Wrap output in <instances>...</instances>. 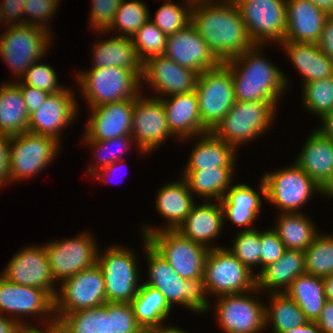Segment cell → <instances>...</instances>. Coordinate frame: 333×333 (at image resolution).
Here are the masks:
<instances>
[{
  "label": "cell",
  "instance_id": "1",
  "mask_svg": "<svg viewBox=\"0 0 333 333\" xmlns=\"http://www.w3.org/2000/svg\"><path fill=\"white\" fill-rule=\"evenodd\" d=\"M191 23L221 62L241 55L254 45L235 2L216 0L193 5Z\"/></svg>",
  "mask_w": 333,
  "mask_h": 333
},
{
  "label": "cell",
  "instance_id": "2",
  "mask_svg": "<svg viewBox=\"0 0 333 333\" xmlns=\"http://www.w3.org/2000/svg\"><path fill=\"white\" fill-rule=\"evenodd\" d=\"M254 44L241 55L225 63L230 67L237 101H278L287 86V77L258 52Z\"/></svg>",
  "mask_w": 333,
  "mask_h": 333
},
{
  "label": "cell",
  "instance_id": "3",
  "mask_svg": "<svg viewBox=\"0 0 333 333\" xmlns=\"http://www.w3.org/2000/svg\"><path fill=\"white\" fill-rule=\"evenodd\" d=\"M143 240L149 264V281L145 284L159 290L171 308L174 303L196 313L208 311L210 303L206 297L204 278L180 277L168 261L148 243L147 237H143Z\"/></svg>",
  "mask_w": 333,
  "mask_h": 333
},
{
  "label": "cell",
  "instance_id": "4",
  "mask_svg": "<svg viewBox=\"0 0 333 333\" xmlns=\"http://www.w3.org/2000/svg\"><path fill=\"white\" fill-rule=\"evenodd\" d=\"M277 101H237L226 116L211 131L235 149L238 145L255 139L273 124ZM273 120V121H272Z\"/></svg>",
  "mask_w": 333,
  "mask_h": 333
},
{
  "label": "cell",
  "instance_id": "5",
  "mask_svg": "<svg viewBox=\"0 0 333 333\" xmlns=\"http://www.w3.org/2000/svg\"><path fill=\"white\" fill-rule=\"evenodd\" d=\"M76 78L89 108L135 99L142 83L132 70L115 66L92 68L79 72Z\"/></svg>",
  "mask_w": 333,
  "mask_h": 333
},
{
  "label": "cell",
  "instance_id": "6",
  "mask_svg": "<svg viewBox=\"0 0 333 333\" xmlns=\"http://www.w3.org/2000/svg\"><path fill=\"white\" fill-rule=\"evenodd\" d=\"M143 236L165 258L173 270L184 279L203 278L204 263L209 248L184 237L178 230L148 228Z\"/></svg>",
  "mask_w": 333,
  "mask_h": 333
},
{
  "label": "cell",
  "instance_id": "7",
  "mask_svg": "<svg viewBox=\"0 0 333 333\" xmlns=\"http://www.w3.org/2000/svg\"><path fill=\"white\" fill-rule=\"evenodd\" d=\"M203 127L209 132L223 119L236 102L230 67L221 62L198 75L195 90Z\"/></svg>",
  "mask_w": 333,
  "mask_h": 333
},
{
  "label": "cell",
  "instance_id": "8",
  "mask_svg": "<svg viewBox=\"0 0 333 333\" xmlns=\"http://www.w3.org/2000/svg\"><path fill=\"white\" fill-rule=\"evenodd\" d=\"M260 194L282 213H300V207L320 192V186L296 163L261 178ZM299 208V209H298Z\"/></svg>",
  "mask_w": 333,
  "mask_h": 333
},
{
  "label": "cell",
  "instance_id": "9",
  "mask_svg": "<svg viewBox=\"0 0 333 333\" xmlns=\"http://www.w3.org/2000/svg\"><path fill=\"white\" fill-rule=\"evenodd\" d=\"M204 282L207 294L217 297L249 293L256 289V274L251 272L227 248L209 249L204 263Z\"/></svg>",
  "mask_w": 333,
  "mask_h": 333
},
{
  "label": "cell",
  "instance_id": "10",
  "mask_svg": "<svg viewBox=\"0 0 333 333\" xmlns=\"http://www.w3.org/2000/svg\"><path fill=\"white\" fill-rule=\"evenodd\" d=\"M0 35V57L6 61L20 81L25 71L44 57L51 43V33L30 25H8Z\"/></svg>",
  "mask_w": 333,
  "mask_h": 333
},
{
  "label": "cell",
  "instance_id": "11",
  "mask_svg": "<svg viewBox=\"0 0 333 333\" xmlns=\"http://www.w3.org/2000/svg\"><path fill=\"white\" fill-rule=\"evenodd\" d=\"M131 251L118 245L109 247L102 255L98 251L97 264L103 272L107 302L131 303L141 287L138 262Z\"/></svg>",
  "mask_w": 333,
  "mask_h": 333
},
{
  "label": "cell",
  "instance_id": "12",
  "mask_svg": "<svg viewBox=\"0 0 333 333\" xmlns=\"http://www.w3.org/2000/svg\"><path fill=\"white\" fill-rule=\"evenodd\" d=\"M59 143L52 137L29 131L10 136V182L28 179L38 172L40 173L53 161Z\"/></svg>",
  "mask_w": 333,
  "mask_h": 333
},
{
  "label": "cell",
  "instance_id": "13",
  "mask_svg": "<svg viewBox=\"0 0 333 333\" xmlns=\"http://www.w3.org/2000/svg\"><path fill=\"white\" fill-rule=\"evenodd\" d=\"M247 33L254 44L281 42L286 33V0H237Z\"/></svg>",
  "mask_w": 333,
  "mask_h": 333
},
{
  "label": "cell",
  "instance_id": "14",
  "mask_svg": "<svg viewBox=\"0 0 333 333\" xmlns=\"http://www.w3.org/2000/svg\"><path fill=\"white\" fill-rule=\"evenodd\" d=\"M61 284V292L54 297L56 315L98 307L107 302L103 272L97 263Z\"/></svg>",
  "mask_w": 333,
  "mask_h": 333
},
{
  "label": "cell",
  "instance_id": "15",
  "mask_svg": "<svg viewBox=\"0 0 333 333\" xmlns=\"http://www.w3.org/2000/svg\"><path fill=\"white\" fill-rule=\"evenodd\" d=\"M87 233L44 245L54 280L62 282L97 263L98 248Z\"/></svg>",
  "mask_w": 333,
  "mask_h": 333
},
{
  "label": "cell",
  "instance_id": "16",
  "mask_svg": "<svg viewBox=\"0 0 333 333\" xmlns=\"http://www.w3.org/2000/svg\"><path fill=\"white\" fill-rule=\"evenodd\" d=\"M157 97L147 98L140 93L134 101L131 136L144 154L162 145L169 136H174L167 124L163 102Z\"/></svg>",
  "mask_w": 333,
  "mask_h": 333
},
{
  "label": "cell",
  "instance_id": "17",
  "mask_svg": "<svg viewBox=\"0 0 333 333\" xmlns=\"http://www.w3.org/2000/svg\"><path fill=\"white\" fill-rule=\"evenodd\" d=\"M246 294L217 297L215 313L225 333H260L266 329V306Z\"/></svg>",
  "mask_w": 333,
  "mask_h": 333
},
{
  "label": "cell",
  "instance_id": "18",
  "mask_svg": "<svg viewBox=\"0 0 333 333\" xmlns=\"http://www.w3.org/2000/svg\"><path fill=\"white\" fill-rule=\"evenodd\" d=\"M1 276L15 284L43 289L53 299L58 293L44 246H30L16 253Z\"/></svg>",
  "mask_w": 333,
  "mask_h": 333
},
{
  "label": "cell",
  "instance_id": "19",
  "mask_svg": "<svg viewBox=\"0 0 333 333\" xmlns=\"http://www.w3.org/2000/svg\"><path fill=\"white\" fill-rule=\"evenodd\" d=\"M164 55L198 75L221 63L192 23L176 33L167 35Z\"/></svg>",
  "mask_w": 333,
  "mask_h": 333
},
{
  "label": "cell",
  "instance_id": "20",
  "mask_svg": "<svg viewBox=\"0 0 333 333\" xmlns=\"http://www.w3.org/2000/svg\"><path fill=\"white\" fill-rule=\"evenodd\" d=\"M198 74L182 67L165 55L153 56L143 62L141 80H147L156 92L176 95L195 90Z\"/></svg>",
  "mask_w": 333,
  "mask_h": 333
},
{
  "label": "cell",
  "instance_id": "21",
  "mask_svg": "<svg viewBox=\"0 0 333 333\" xmlns=\"http://www.w3.org/2000/svg\"><path fill=\"white\" fill-rule=\"evenodd\" d=\"M76 99L71 89L49 94L40 108L29 115L28 131L49 136L60 142V130L73 121L77 112Z\"/></svg>",
  "mask_w": 333,
  "mask_h": 333
},
{
  "label": "cell",
  "instance_id": "22",
  "mask_svg": "<svg viewBox=\"0 0 333 333\" xmlns=\"http://www.w3.org/2000/svg\"><path fill=\"white\" fill-rule=\"evenodd\" d=\"M135 99L108 103L91 108L84 140H110L131 136Z\"/></svg>",
  "mask_w": 333,
  "mask_h": 333
},
{
  "label": "cell",
  "instance_id": "23",
  "mask_svg": "<svg viewBox=\"0 0 333 333\" xmlns=\"http://www.w3.org/2000/svg\"><path fill=\"white\" fill-rule=\"evenodd\" d=\"M4 311L17 317L56 314L54 299L45 290L15 284L0 276V313Z\"/></svg>",
  "mask_w": 333,
  "mask_h": 333
},
{
  "label": "cell",
  "instance_id": "24",
  "mask_svg": "<svg viewBox=\"0 0 333 333\" xmlns=\"http://www.w3.org/2000/svg\"><path fill=\"white\" fill-rule=\"evenodd\" d=\"M286 14L284 41L317 44L328 17L322 10L310 0H286Z\"/></svg>",
  "mask_w": 333,
  "mask_h": 333
},
{
  "label": "cell",
  "instance_id": "25",
  "mask_svg": "<svg viewBox=\"0 0 333 333\" xmlns=\"http://www.w3.org/2000/svg\"><path fill=\"white\" fill-rule=\"evenodd\" d=\"M166 113L170 132L177 135L179 140L189 139L190 136H200L208 131L203 127L199 115V102L195 91L171 95L161 98ZM184 138V139H183Z\"/></svg>",
  "mask_w": 333,
  "mask_h": 333
},
{
  "label": "cell",
  "instance_id": "26",
  "mask_svg": "<svg viewBox=\"0 0 333 333\" xmlns=\"http://www.w3.org/2000/svg\"><path fill=\"white\" fill-rule=\"evenodd\" d=\"M224 220L221 202L219 204L211 201L200 205L194 204L187 218L177 230L184 237L209 249L218 248V246H210L208 243L219 236Z\"/></svg>",
  "mask_w": 333,
  "mask_h": 333
},
{
  "label": "cell",
  "instance_id": "27",
  "mask_svg": "<svg viewBox=\"0 0 333 333\" xmlns=\"http://www.w3.org/2000/svg\"><path fill=\"white\" fill-rule=\"evenodd\" d=\"M295 163L321 187L333 174V141L314 130Z\"/></svg>",
  "mask_w": 333,
  "mask_h": 333
},
{
  "label": "cell",
  "instance_id": "28",
  "mask_svg": "<svg viewBox=\"0 0 333 333\" xmlns=\"http://www.w3.org/2000/svg\"><path fill=\"white\" fill-rule=\"evenodd\" d=\"M280 44L301 73L304 84L333 75V61L317 44L293 41H283Z\"/></svg>",
  "mask_w": 333,
  "mask_h": 333
},
{
  "label": "cell",
  "instance_id": "29",
  "mask_svg": "<svg viewBox=\"0 0 333 333\" xmlns=\"http://www.w3.org/2000/svg\"><path fill=\"white\" fill-rule=\"evenodd\" d=\"M306 273L304 252L287 249L278 261L272 263L256 275V289H267L271 293L285 292L290 284ZM284 288V290H277Z\"/></svg>",
  "mask_w": 333,
  "mask_h": 333
},
{
  "label": "cell",
  "instance_id": "30",
  "mask_svg": "<svg viewBox=\"0 0 333 333\" xmlns=\"http://www.w3.org/2000/svg\"><path fill=\"white\" fill-rule=\"evenodd\" d=\"M221 202L224 218L228 217L234 224L245 226L244 231L254 230L253 221L261 210V197L256 190L246 184L231 186L218 203Z\"/></svg>",
  "mask_w": 333,
  "mask_h": 333
},
{
  "label": "cell",
  "instance_id": "31",
  "mask_svg": "<svg viewBox=\"0 0 333 333\" xmlns=\"http://www.w3.org/2000/svg\"><path fill=\"white\" fill-rule=\"evenodd\" d=\"M94 67H120L132 70L140 79L143 73V62L140 60L133 41L128 37L106 39L93 47Z\"/></svg>",
  "mask_w": 333,
  "mask_h": 333
},
{
  "label": "cell",
  "instance_id": "32",
  "mask_svg": "<svg viewBox=\"0 0 333 333\" xmlns=\"http://www.w3.org/2000/svg\"><path fill=\"white\" fill-rule=\"evenodd\" d=\"M180 181L168 183L158 191L156 209L167 220L168 224L158 231L161 229L177 230L195 204L187 182L184 179Z\"/></svg>",
  "mask_w": 333,
  "mask_h": 333
},
{
  "label": "cell",
  "instance_id": "33",
  "mask_svg": "<svg viewBox=\"0 0 333 333\" xmlns=\"http://www.w3.org/2000/svg\"><path fill=\"white\" fill-rule=\"evenodd\" d=\"M191 152L185 170H203L215 167H236V149L217 138L211 131L201 134Z\"/></svg>",
  "mask_w": 333,
  "mask_h": 333
},
{
  "label": "cell",
  "instance_id": "34",
  "mask_svg": "<svg viewBox=\"0 0 333 333\" xmlns=\"http://www.w3.org/2000/svg\"><path fill=\"white\" fill-rule=\"evenodd\" d=\"M284 293L295 301L310 322L317 320L327 301L323 278L308 273L299 275Z\"/></svg>",
  "mask_w": 333,
  "mask_h": 333
},
{
  "label": "cell",
  "instance_id": "35",
  "mask_svg": "<svg viewBox=\"0 0 333 333\" xmlns=\"http://www.w3.org/2000/svg\"><path fill=\"white\" fill-rule=\"evenodd\" d=\"M29 114L20 88L13 82L0 87V133L12 136L28 131Z\"/></svg>",
  "mask_w": 333,
  "mask_h": 333
},
{
  "label": "cell",
  "instance_id": "36",
  "mask_svg": "<svg viewBox=\"0 0 333 333\" xmlns=\"http://www.w3.org/2000/svg\"><path fill=\"white\" fill-rule=\"evenodd\" d=\"M234 167H213L203 170H184L182 178L194 195L206 199L220 201L225 192L231 187Z\"/></svg>",
  "mask_w": 333,
  "mask_h": 333
},
{
  "label": "cell",
  "instance_id": "37",
  "mask_svg": "<svg viewBox=\"0 0 333 333\" xmlns=\"http://www.w3.org/2000/svg\"><path fill=\"white\" fill-rule=\"evenodd\" d=\"M131 305L136 321L144 331L161 325L171 310L161 292L145 283L141 284Z\"/></svg>",
  "mask_w": 333,
  "mask_h": 333
},
{
  "label": "cell",
  "instance_id": "38",
  "mask_svg": "<svg viewBox=\"0 0 333 333\" xmlns=\"http://www.w3.org/2000/svg\"><path fill=\"white\" fill-rule=\"evenodd\" d=\"M273 228L286 249L305 251L318 234L315 224L302 213H281Z\"/></svg>",
  "mask_w": 333,
  "mask_h": 333
},
{
  "label": "cell",
  "instance_id": "39",
  "mask_svg": "<svg viewBox=\"0 0 333 333\" xmlns=\"http://www.w3.org/2000/svg\"><path fill=\"white\" fill-rule=\"evenodd\" d=\"M271 304L265 307V325L273 324L274 333H283L308 322L293 299L284 292L270 293Z\"/></svg>",
  "mask_w": 333,
  "mask_h": 333
},
{
  "label": "cell",
  "instance_id": "40",
  "mask_svg": "<svg viewBox=\"0 0 333 333\" xmlns=\"http://www.w3.org/2000/svg\"><path fill=\"white\" fill-rule=\"evenodd\" d=\"M305 271L318 277L333 274V235L317 234L304 251Z\"/></svg>",
  "mask_w": 333,
  "mask_h": 333
},
{
  "label": "cell",
  "instance_id": "41",
  "mask_svg": "<svg viewBox=\"0 0 333 333\" xmlns=\"http://www.w3.org/2000/svg\"><path fill=\"white\" fill-rule=\"evenodd\" d=\"M55 319L63 333H103V305L57 315Z\"/></svg>",
  "mask_w": 333,
  "mask_h": 333
},
{
  "label": "cell",
  "instance_id": "42",
  "mask_svg": "<svg viewBox=\"0 0 333 333\" xmlns=\"http://www.w3.org/2000/svg\"><path fill=\"white\" fill-rule=\"evenodd\" d=\"M137 323L131 303L103 304V333H144Z\"/></svg>",
  "mask_w": 333,
  "mask_h": 333
},
{
  "label": "cell",
  "instance_id": "43",
  "mask_svg": "<svg viewBox=\"0 0 333 333\" xmlns=\"http://www.w3.org/2000/svg\"><path fill=\"white\" fill-rule=\"evenodd\" d=\"M150 19L149 10L143 1L122 0L116 11L114 22L111 27L106 31L110 32L111 29L122 30L120 37L132 38L138 29Z\"/></svg>",
  "mask_w": 333,
  "mask_h": 333
},
{
  "label": "cell",
  "instance_id": "44",
  "mask_svg": "<svg viewBox=\"0 0 333 333\" xmlns=\"http://www.w3.org/2000/svg\"><path fill=\"white\" fill-rule=\"evenodd\" d=\"M303 103L321 119L333 112V75L303 84Z\"/></svg>",
  "mask_w": 333,
  "mask_h": 333
},
{
  "label": "cell",
  "instance_id": "45",
  "mask_svg": "<svg viewBox=\"0 0 333 333\" xmlns=\"http://www.w3.org/2000/svg\"><path fill=\"white\" fill-rule=\"evenodd\" d=\"M131 40L142 62L153 56L164 55L167 35L150 19L132 36Z\"/></svg>",
  "mask_w": 333,
  "mask_h": 333
},
{
  "label": "cell",
  "instance_id": "46",
  "mask_svg": "<svg viewBox=\"0 0 333 333\" xmlns=\"http://www.w3.org/2000/svg\"><path fill=\"white\" fill-rule=\"evenodd\" d=\"M155 14L152 22L166 35H170L184 29L191 23L192 5L187 3L185 7L177 5L171 0H165ZM168 1V2H167Z\"/></svg>",
  "mask_w": 333,
  "mask_h": 333
},
{
  "label": "cell",
  "instance_id": "47",
  "mask_svg": "<svg viewBox=\"0 0 333 333\" xmlns=\"http://www.w3.org/2000/svg\"><path fill=\"white\" fill-rule=\"evenodd\" d=\"M232 246L228 250L251 272L254 265H261V232L259 230L240 231Z\"/></svg>",
  "mask_w": 333,
  "mask_h": 333
},
{
  "label": "cell",
  "instance_id": "48",
  "mask_svg": "<svg viewBox=\"0 0 333 333\" xmlns=\"http://www.w3.org/2000/svg\"><path fill=\"white\" fill-rule=\"evenodd\" d=\"M130 138V139H129ZM132 136H121V137H116L110 140H85V144H88L92 148L96 149L93 153L95 157L98 159V164L97 167H88L87 172L90 174H95V170L98 171L106 166H109L110 164L114 162H118L121 160V154H124L123 152L128 150V142H131ZM117 147V153L115 152L116 150H111L113 148ZM125 147V148H124ZM125 149V150H124ZM104 151V152H103ZM108 151V152H107ZM108 154H107V153ZM110 152V153H109ZM120 153V154H118ZM110 154V155H109ZM102 155V156H101ZM106 155V156H105ZM108 155V156H107ZM95 169V170H93Z\"/></svg>",
  "mask_w": 333,
  "mask_h": 333
},
{
  "label": "cell",
  "instance_id": "49",
  "mask_svg": "<svg viewBox=\"0 0 333 333\" xmlns=\"http://www.w3.org/2000/svg\"><path fill=\"white\" fill-rule=\"evenodd\" d=\"M38 62V63H37ZM23 82H15V84H25L31 87L54 94L61 92L65 87L57 82V75L53 67L47 64H39V61L34 62L23 74ZM58 84V85H57Z\"/></svg>",
  "mask_w": 333,
  "mask_h": 333
},
{
  "label": "cell",
  "instance_id": "50",
  "mask_svg": "<svg viewBox=\"0 0 333 333\" xmlns=\"http://www.w3.org/2000/svg\"><path fill=\"white\" fill-rule=\"evenodd\" d=\"M59 0H25L24 15L31 16V20L24 18V25L36 26L50 32L46 27L48 17L55 13ZM44 23V24H43Z\"/></svg>",
  "mask_w": 333,
  "mask_h": 333
},
{
  "label": "cell",
  "instance_id": "51",
  "mask_svg": "<svg viewBox=\"0 0 333 333\" xmlns=\"http://www.w3.org/2000/svg\"><path fill=\"white\" fill-rule=\"evenodd\" d=\"M122 0H92L90 24L99 32H106L114 22L116 11Z\"/></svg>",
  "mask_w": 333,
  "mask_h": 333
},
{
  "label": "cell",
  "instance_id": "52",
  "mask_svg": "<svg viewBox=\"0 0 333 333\" xmlns=\"http://www.w3.org/2000/svg\"><path fill=\"white\" fill-rule=\"evenodd\" d=\"M286 250L273 228L261 232V270L278 261Z\"/></svg>",
  "mask_w": 333,
  "mask_h": 333
},
{
  "label": "cell",
  "instance_id": "53",
  "mask_svg": "<svg viewBox=\"0 0 333 333\" xmlns=\"http://www.w3.org/2000/svg\"><path fill=\"white\" fill-rule=\"evenodd\" d=\"M24 3L25 0H3V3L0 5V10L6 24L11 23V26L24 25Z\"/></svg>",
  "mask_w": 333,
  "mask_h": 333
},
{
  "label": "cell",
  "instance_id": "54",
  "mask_svg": "<svg viewBox=\"0 0 333 333\" xmlns=\"http://www.w3.org/2000/svg\"><path fill=\"white\" fill-rule=\"evenodd\" d=\"M16 85L21 90L29 115L37 111L49 96L48 92L37 89L35 87H31L29 85L25 84H16Z\"/></svg>",
  "mask_w": 333,
  "mask_h": 333
},
{
  "label": "cell",
  "instance_id": "55",
  "mask_svg": "<svg viewBox=\"0 0 333 333\" xmlns=\"http://www.w3.org/2000/svg\"><path fill=\"white\" fill-rule=\"evenodd\" d=\"M9 141L10 136L0 133V186L10 182L9 173Z\"/></svg>",
  "mask_w": 333,
  "mask_h": 333
},
{
  "label": "cell",
  "instance_id": "56",
  "mask_svg": "<svg viewBox=\"0 0 333 333\" xmlns=\"http://www.w3.org/2000/svg\"><path fill=\"white\" fill-rule=\"evenodd\" d=\"M317 45L333 61V15L325 19Z\"/></svg>",
  "mask_w": 333,
  "mask_h": 333
},
{
  "label": "cell",
  "instance_id": "57",
  "mask_svg": "<svg viewBox=\"0 0 333 333\" xmlns=\"http://www.w3.org/2000/svg\"><path fill=\"white\" fill-rule=\"evenodd\" d=\"M322 333H333V301L327 300L315 321Z\"/></svg>",
  "mask_w": 333,
  "mask_h": 333
},
{
  "label": "cell",
  "instance_id": "58",
  "mask_svg": "<svg viewBox=\"0 0 333 333\" xmlns=\"http://www.w3.org/2000/svg\"><path fill=\"white\" fill-rule=\"evenodd\" d=\"M21 319L7 318V316L0 314V333H22L24 328L33 327L27 325L25 322H21ZM25 323V324H24Z\"/></svg>",
  "mask_w": 333,
  "mask_h": 333
},
{
  "label": "cell",
  "instance_id": "59",
  "mask_svg": "<svg viewBox=\"0 0 333 333\" xmlns=\"http://www.w3.org/2000/svg\"><path fill=\"white\" fill-rule=\"evenodd\" d=\"M46 325L45 328L46 330H39L36 327H27L24 328L22 333H63V331L56 325V319L52 317V321H50L49 319V323H48V319L45 322Z\"/></svg>",
  "mask_w": 333,
  "mask_h": 333
},
{
  "label": "cell",
  "instance_id": "60",
  "mask_svg": "<svg viewBox=\"0 0 333 333\" xmlns=\"http://www.w3.org/2000/svg\"><path fill=\"white\" fill-rule=\"evenodd\" d=\"M321 120L323 124L318 130L333 141V112L328 113Z\"/></svg>",
  "mask_w": 333,
  "mask_h": 333
},
{
  "label": "cell",
  "instance_id": "61",
  "mask_svg": "<svg viewBox=\"0 0 333 333\" xmlns=\"http://www.w3.org/2000/svg\"><path fill=\"white\" fill-rule=\"evenodd\" d=\"M283 333H322L315 322L308 321L306 324L287 330Z\"/></svg>",
  "mask_w": 333,
  "mask_h": 333
},
{
  "label": "cell",
  "instance_id": "62",
  "mask_svg": "<svg viewBox=\"0 0 333 333\" xmlns=\"http://www.w3.org/2000/svg\"><path fill=\"white\" fill-rule=\"evenodd\" d=\"M145 332L146 333H187L181 330L180 328H175L173 326L169 327L163 324L148 328Z\"/></svg>",
  "mask_w": 333,
  "mask_h": 333
},
{
  "label": "cell",
  "instance_id": "63",
  "mask_svg": "<svg viewBox=\"0 0 333 333\" xmlns=\"http://www.w3.org/2000/svg\"><path fill=\"white\" fill-rule=\"evenodd\" d=\"M327 16L333 15V0H310Z\"/></svg>",
  "mask_w": 333,
  "mask_h": 333
},
{
  "label": "cell",
  "instance_id": "64",
  "mask_svg": "<svg viewBox=\"0 0 333 333\" xmlns=\"http://www.w3.org/2000/svg\"><path fill=\"white\" fill-rule=\"evenodd\" d=\"M327 300L333 301V274L323 278Z\"/></svg>",
  "mask_w": 333,
  "mask_h": 333
},
{
  "label": "cell",
  "instance_id": "65",
  "mask_svg": "<svg viewBox=\"0 0 333 333\" xmlns=\"http://www.w3.org/2000/svg\"><path fill=\"white\" fill-rule=\"evenodd\" d=\"M117 161L116 162H114V163H112V164H110L109 166H106V167H104V168H102V169H100V170H98V171H96L95 172V174H93V175H95V176H99L98 177V179L100 178V179H102V182L104 183V182H107V180L105 181V174L107 175V174H109V173H113L114 171H116L117 170ZM97 173V174H96ZM115 173V172H114Z\"/></svg>",
  "mask_w": 333,
  "mask_h": 333
},
{
  "label": "cell",
  "instance_id": "66",
  "mask_svg": "<svg viewBox=\"0 0 333 333\" xmlns=\"http://www.w3.org/2000/svg\"><path fill=\"white\" fill-rule=\"evenodd\" d=\"M320 193L333 197V174L320 187Z\"/></svg>",
  "mask_w": 333,
  "mask_h": 333
},
{
  "label": "cell",
  "instance_id": "67",
  "mask_svg": "<svg viewBox=\"0 0 333 333\" xmlns=\"http://www.w3.org/2000/svg\"><path fill=\"white\" fill-rule=\"evenodd\" d=\"M212 2H216V1L215 0H187V3H189L192 6L196 5V4L212 3Z\"/></svg>",
  "mask_w": 333,
  "mask_h": 333
},
{
  "label": "cell",
  "instance_id": "68",
  "mask_svg": "<svg viewBox=\"0 0 333 333\" xmlns=\"http://www.w3.org/2000/svg\"><path fill=\"white\" fill-rule=\"evenodd\" d=\"M2 20H3V21H2ZM2 22L4 23L5 21H4V19H3L2 12H1V10H0V23H1V25H2Z\"/></svg>",
  "mask_w": 333,
  "mask_h": 333
},
{
  "label": "cell",
  "instance_id": "69",
  "mask_svg": "<svg viewBox=\"0 0 333 333\" xmlns=\"http://www.w3.org/2000/svg\"><path fill=\"white\" fill-rule=\"evenodd\" d=\"M219 1V0H218ZM221 1H225V2H236L237 0H220Z\"/></svg>",
  "mask_w": 333,
  "mask_h": 333
}]
</instances>
